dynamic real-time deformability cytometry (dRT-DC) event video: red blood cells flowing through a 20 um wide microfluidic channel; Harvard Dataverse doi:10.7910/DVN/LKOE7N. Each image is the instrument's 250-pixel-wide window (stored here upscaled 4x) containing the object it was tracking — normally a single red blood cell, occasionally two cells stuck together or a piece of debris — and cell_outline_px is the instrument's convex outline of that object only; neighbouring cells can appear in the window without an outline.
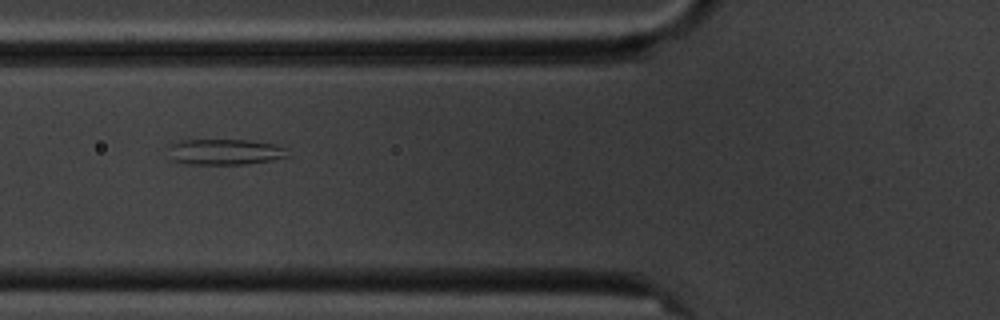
{"species": "common noctule bat (a hibernating species)", "species_latin": "Nyctalus noctula", "temperature_condition": "cold", "stored_images_in_passage": 11, "camera_frame_rate_fps": 3000, "um_per_image_px": 0.085, "animal": {"sex": "male", "body_mass_g": 20.1, "forearm_length_mm": 53.5}, "frame": {"image": 1, "passage_image": 2, "time_ms": 1.0, "image_size_px": [1000, 320], "cell_outline_px": [[288, 156], [272, 160], [244, 164], [188, 164], [172, 160], [168, 148], [172, 144], [184, 140], [248, 140], [276, 144], [288, 148]], "centroid_in_image_um": [19.16, 12.91], "position_along_channel_um": 106.6, "area_um2": 17.92}}
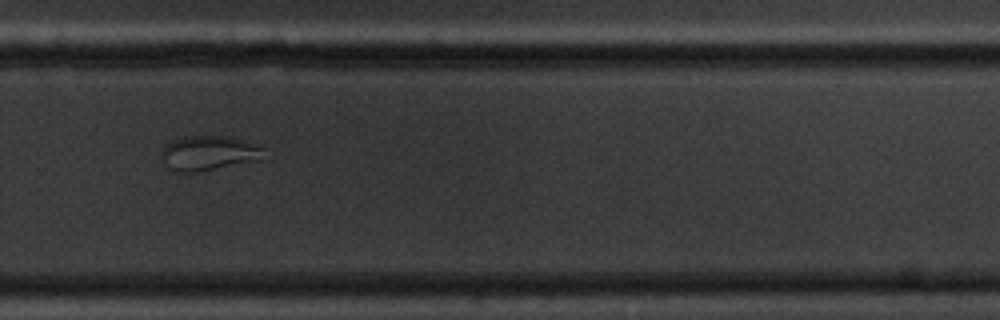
{"frame": {"image": 2, "passage_image": 7, "time_ms": 7.0, "image_size_px": [1000, 320], "cell_outline_px": [[268, 160], [196, 172], [176, 172], [172, 168], [160, 152], [164, 144], [172, 140], [184, 136], [228, 136], [264, 148]], "centroid_in_image_um": [17.84, 13.02], "position_along_channel_um": 312.0, "area_um2": 20.92}}
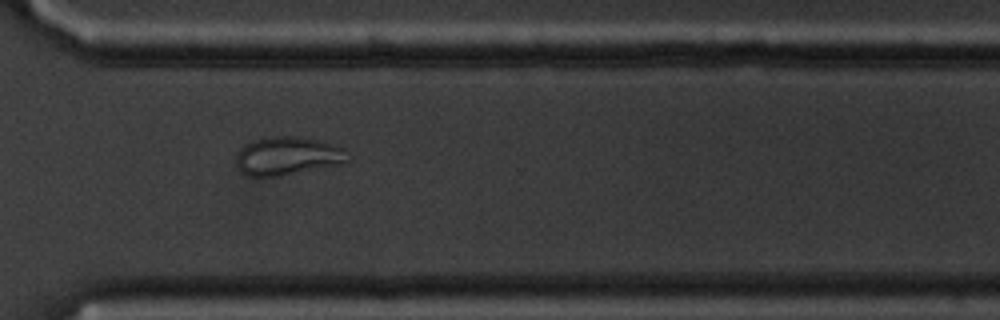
{"frame": {"image": 3, "passage_image": 8, "time_ms": 8.0, "image_size_px": [1000, 320], "cell_outline_px": [[352, 160], [344, 164], [280, 176], [248, 176], [236, 164], [236, 156], [240, 148], [244, 144], [252, 140], [264, 136], [296, 136], [316, 140], [344, 148]], "centroid_in_image_um": [24.47, 13.25], "position_along_channel_um": 346.1, "area_um2": 25.2}}